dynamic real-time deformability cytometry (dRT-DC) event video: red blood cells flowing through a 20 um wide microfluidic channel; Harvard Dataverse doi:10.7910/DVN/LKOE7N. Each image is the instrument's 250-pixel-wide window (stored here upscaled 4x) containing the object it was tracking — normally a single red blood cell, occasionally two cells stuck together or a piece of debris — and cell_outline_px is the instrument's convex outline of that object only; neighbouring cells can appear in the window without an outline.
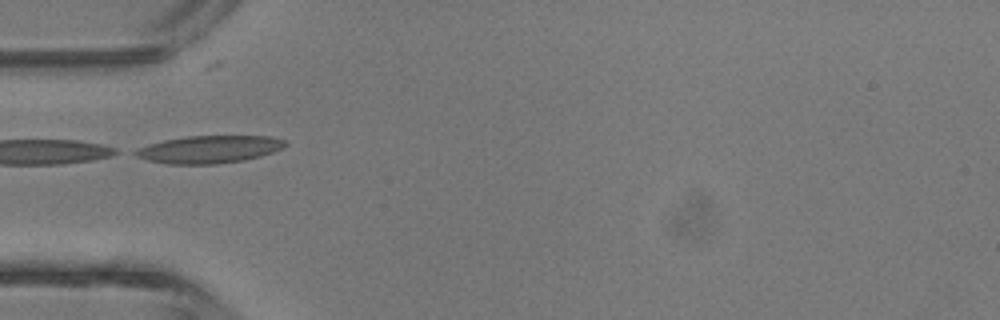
{"species": "common noctule bat (a hibernating species)", "species_latin": "Nyctalus noctula", "temperature_condition": "room temperature", "stored_images_in_passage": 6, "camera_frame_rate_fps": 3000, "um_per_image_px": 0.085, "animal": {"sex": "male", "body_mass_g": 13.3}, "frame": {"image": 1, "passage_image": 4, "time_ms": 4.333, "image_size_px": [1000, 320], "cell_outline_px": [[288, 144], [272, 152], [260, 156], [244, 160], [216, 164], [168, 164], [148, 160], [136, 156], [128, 152], [136, 148], [148, 144], [164, 140], [188, 136], [272, 136], [288, 140]], "centroid_in_image_um": [17.74, 12.69], "position_along_channel_um": 67.3, "area_um2": 24.22}}
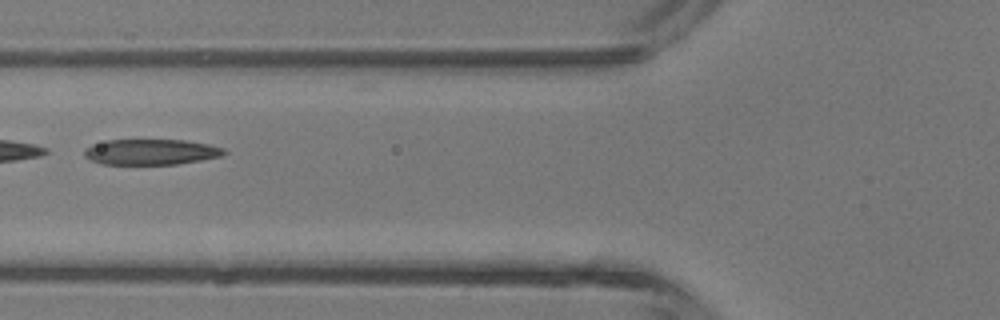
{"frame": {"image": 2, "passage_image": 5, "time_ms": 5.333, "image_size_px": [1000, 320], "cell_outline_px": [[228, 152], [224, 156], [176, 164], [100, 164], [84, 156], [84, 148], [92, 144], [108, 140], [184, 140], [208, 144], [224, 148]], "centroid_in_image_um": [12.85, 12.91], "position_along_channel_um": 113.0, "area_um2": 20.92}}
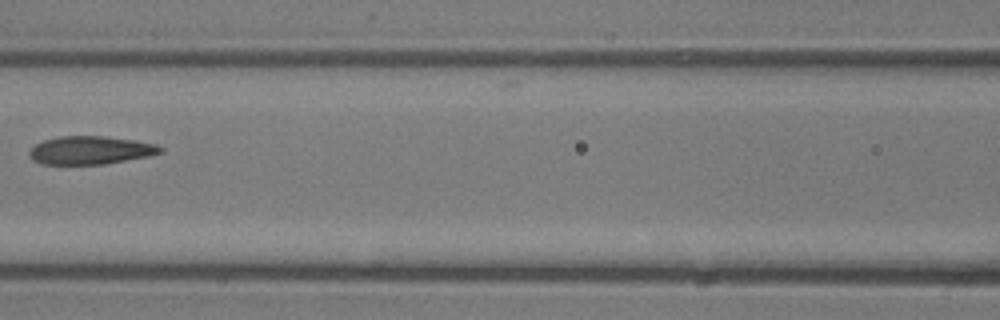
{"frame": {"image": 3, "passage_image": 6, "time_ms": 6.333, "image_size_px": [1000, 320], "cell_outline_px": [[164, 152], [148, 156], [104, 164], [40, 164], [32, 160], [28, 152], [36, 144], [44, 140], [60, 136], [100, 136], [136, 140], [156, 144], [164, 148]], "centroid_in_image_um": [7.7, 12.77], "position_along_channel_um": 158.9, "area_um2": 21.5}}